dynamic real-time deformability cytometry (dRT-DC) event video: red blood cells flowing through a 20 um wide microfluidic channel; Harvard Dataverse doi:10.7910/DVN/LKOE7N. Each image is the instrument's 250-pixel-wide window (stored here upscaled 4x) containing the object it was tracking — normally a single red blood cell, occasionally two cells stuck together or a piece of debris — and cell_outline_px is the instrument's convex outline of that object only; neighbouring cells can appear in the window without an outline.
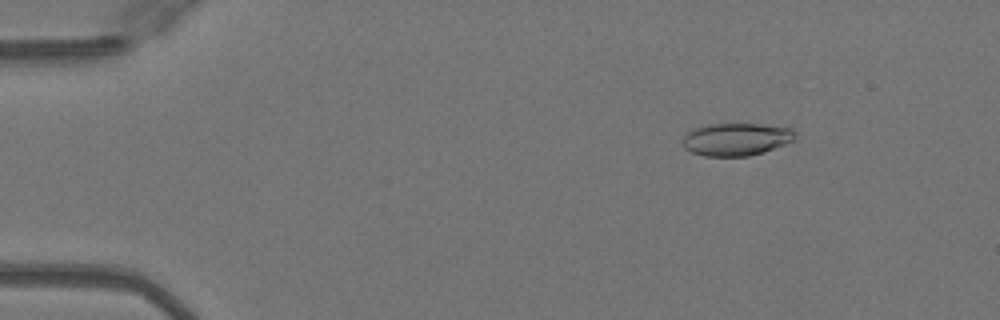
{"species": "Egyptian fruit bat (a non-hibernating species)", "species_latin": "Rousettus aegyptiacus", "temperature_condition": "warm", "stored_images_in_passage": 14, "camera_frame_rate_fps": 3000, "um_per_image_px": 0.085, "animal": {"sex": "female"}, "frame": {"image": 1, "passage_image": 6, "time_ms": 1.667, "image_size_px": [1000, 320], "cell_outline_px": [[796, 140], [764, 152], [748, 156], [704, 156], [692, 152], [684, 148], [684, 136], [692, 128], [708, 124], [760, 124], [792, 128], [796, 132]], "centroid_in_image_um": [62.61, 11.83], "position_along_channel_um": 22.4, "area_um2": 21.5}}